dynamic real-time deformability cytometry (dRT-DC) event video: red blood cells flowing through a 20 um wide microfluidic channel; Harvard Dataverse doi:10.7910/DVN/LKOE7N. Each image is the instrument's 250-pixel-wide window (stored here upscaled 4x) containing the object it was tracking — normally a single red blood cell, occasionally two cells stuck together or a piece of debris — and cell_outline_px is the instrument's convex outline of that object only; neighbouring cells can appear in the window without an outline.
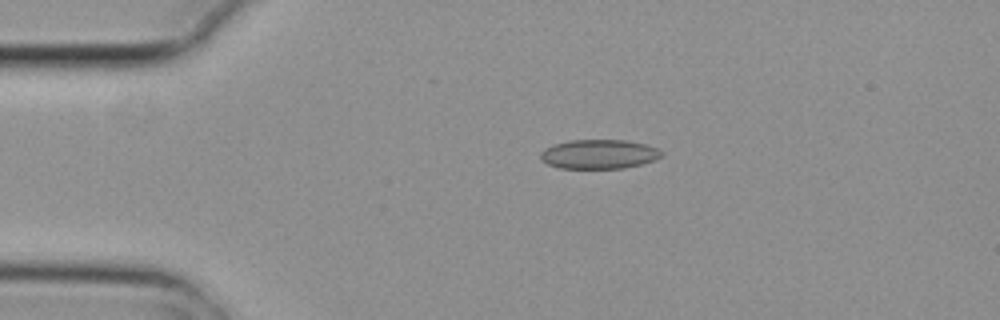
{"species": "common noctule bat (a hibernating species)", "species_latin": "Nyctalus noctula", "temperature_condition": "cold", "stored_images_in_passage": 4, "camera_frame_rate_fps": 3000, "um_per_image_px": 0.085, "animal": {"sex": "female", "body_mass_g": 29.2, "forearm_length_mm": 56.3}, "frame": {"image": 1, "passage_image": 3, "time_ms": 0.667, "image_size_px": [1000, 320], "cell_outline_px": [[664, 156], [656, 160], [624, 168], [560, 168], [548, 164], [540, 160], [540, 152], [544, 148], [552, 144], [568, 140], [624, 140], [644, 144], [656, 148], [664, 152]], "centroid_in_image_um": [50.89, 13.1], "position_along_channel_um": 34.1, "area_um2": 20.81}}